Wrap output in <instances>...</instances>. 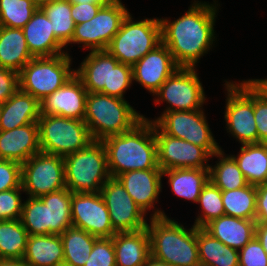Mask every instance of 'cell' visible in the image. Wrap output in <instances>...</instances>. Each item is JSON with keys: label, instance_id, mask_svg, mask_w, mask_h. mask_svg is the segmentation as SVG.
<instances>
[{"label": "cell", "instance_id": "cell-1", "mask_svg": "<svg viewBox=\"0 0 267 266\" xmlns=\"http://www.w3.org/2000/svg\"><path fill=\"white\" fill-rule=\"evenodd\" d=\"M217 7L216 3L194 1L179 19H160L162 43L178 67L195 68L201 56L211 49Z\"/></svg>", "mask_w": 267, "mask_h": 266}, {"label": "cell", "instance_id": "cell-2", "mask_svg": "<svg viewBox=\"0 0 267 266\" xmlns=\"http://www.w3.org/2000/svg\"><path fill=\"white\" fill-rule=\"evenodd\" d=\"M111 177L133 170L160 169L154 122L143 117L131 130L102 140Z\"/></svg>", "mask_w": 267, "mask_h": 266}, {"label": "cell", "instance_id": "cell-3", "mask_svg": "<svg viewBox=\"0 0 267 266\" xmlns=\"http://www.w3.org/2000/svg\"><path fill=\"white\" fill-rule=\"evenodd\" d=\"M150 217V255L170 266H200L196 226L187 230L158 209Z\"/></svg>", "mask_w": 267, "mask_h": 266}, {"label": "cell", "instance_id": "cell-4", "mask_svg": "<svg viewBox=\"0 0 267 266\" xmlns=\"http://www.w3.org/2000/svg\"><path fill=\"white\" fill-rule=\"evenodd\" d=\"M143 115L125 99L103 93H88L84 122L93 140L103 139L131 130Z\"/></svg>", "mask_w": 267, "mask_h": 266}, {"label": "cell", "instance_id": "cell-5", "mask_svg": "<svg viewBox=\"0 0 267 266\" xmlns=\"http://www.w3.org/2000/svg\"><path fill=\"white\" fill-rule=\"evenodd\" d=\"M64 159L66 187L72 193H99L111 177L105 146L93 140Z\"/></svg>", "mask_w": 267, "mask_h": 266}, {"label": "cell", "instance_id": "cell-6", "mask_svg": "<svg viewBox=\"0 0 267 266\" xmlns=\"http://www.w3.org/2000/svg\"><path fill=\"white\" fill-rule=\"evenodd\" d=\"M132 19L129 13L106 49L119 63L129 66L162 43L159 18L136 22Z\"/></svg>", "mask_w": 267, "mask_h": 266}, {"label": "cell", "instance_id": "cell-7", "mask_svg": "<svg viewBox=\"0 0 267 266\" xmlns=\"http://www.w3.org/2000/svg\"><path fill=\"white\" fill-rule=\"evenodd\" d=\"M71 59L68 53L34 57L19 72V89L42 102L75 75Z\"/></svg>", "mask_w": 267, "mask_h": 266}, {"label": "cell", "instance_id": "cell-8", "mask_svg": "<svg viewBox=\"0 0 267 266\" xmlns=\"http://www.w3.org/2000/svg\"><path fill=\"white\" fill-rule=\"evenodd\" d=\"M41 152L65 157L93 141L84 120L40 114L37 121Z\"/></svg>", "mask_w": 267, "mask_h": 266}, {"label": "cell", "instance_id": "cell-9", "mask_svg": "<svg viewBox=\"0 0 267 266\" xmlns=\"http://www.w3.org/2000/svg\"><path fill=\"white\" fill-rule=\"evenodd\" d=\"M227 92L225 121L227 131L239 143H258V133L254 118V83L244 80L240 83L225 81Z\"/></svg>", "mask_w": 267, "mask_h": 266}, {"label": "cell", "instance_id": "cell-10", "mask_svg": "<svg viewBox=\"0 0 267 266\" xmlns=\"http://www.w3.org/2000/svg\"><path fill=\"white\" fill-rule=\"evenodd\" d=\"M21 185L34 198L66 188L63 157L41 151L31 156L21 164Z\"/></svg>", "mask_w": 267, "mask_h": 266}, {"label": "cell", "instance_id": "cell-11", "mask_svg": "<svg viewBox=\"0 0 267 266\" xmlns=\"http://www.w3.org/2000/svg\"><path fill=\"white\" fill-rule=\"evenodd\" d=\"M128 14L121 0H111L91 20L75 25L68 44H82L83 48L88 47L91 51L106 50Z\"/></svg>", "mask_w": 267, "mask_h": 266}, {"label": "cell", "instance_id": "cell-12", "mask_svg": "<svg viewBox=\"0 0 267 266\" xmlns=\"http://www.w3.org/2000/svg\"><path fill=\"white\" fill-rule=\"evenodd\" d=\"M203 110L165 112L154 122L165 134L203 147L211 156L221 150L208 126Z\"/></svg>", "mask_w": 267, "mask_h": 266}, {"label": "cell", "instance_id": "cell-13", "mask_svg": "<svg viewBox=\"0 0 267 266\" xmlns=\"http://www.w3.org/2000/svg\"><path fill=\"white\" fill-rule=\"evenodd\" d=\"M154 96H157L156 104L163 101L170 104L163 114L170 111L200 110L206 100L195 68L183 67L174 71Z\"/></svg>", "mask_w": 267, "mask_h": 266}, {"label": "cell", "instance_id": "cell-14", "mask_svg": "<svg viewBox=\"0 0 267 266\" xmlns=\"http://www.w3.org/2000/svg\"><path fill=\"white\" fill-rule=\"evenodd\" d=\"M100 194L108 208L116 233L138 231L147 227L146 213L135 203L116 177L108 179Z\"/></svg>", "mask_w": 267, "mask_h": 266}, {"label": "cell", "instance_id": "cell-15", "mask_svg": "<svg viewBox=\"0 0 267 266\" xmlns=\"http://www.w3.org/2000/svg\"><path fill=\"white\" fill-rule=\"evenodd\" d=\"M154 134L157 143V163L162 171L178 168L209 169L210 165L205 163L212 156L203 147L171 137L155 123Z\"/></svg>", "mask_w": 267, "mask_h": 266}, {"label": "cell", "instance_id": "cell-16", "mask_svg": "<svg viewBox=\"0 0 267 266\" xmlns=\"http://www.w3.org/2000/svg\"><path fill=\"white\" fill-rule=\"evenodd\" d=\"M70 209L73 227L98 238H112L116 234L100 192L72 193Z\"/></svg>", "mask_w": 267, "mask_h": 266}, {"label": "cell", "instance_id": "cell-17", "mask_svg": "<svg viewBox=\"0 0 267 266\" xmlns=\"http://www.w3.org/2000/svg\"><path fill=\"white\" fill-rule=\"evenodd\" d=\"M178 68L169 49L161 43L132 66L133 80L155 94Z\"/></svg>", "mask_w": 267, "mask_h": 266}, {"label": "cell", "instance_id": "cell-18", "mask_svg": "<svg viewBox=\"0 0 267 266\" xmlns=\"http://www.w3.org/2000/svg\"><path fill=\"white\" fill-rule=\"evenodd\" d=\"M88 91L74 75L41 103V114L84 120Z\"/></svg>", "mask_w": 267, "mask_h": 266}, {"label": "cell", "instance_id": "cell-19", "mask_svg": "<svg viewBox=\"0 0 267 266\" xmlns=\"http://www.w3.org/2000/svg\"><path fill=\"white\" fill-rule=\"evenodd\" d=\"M162 177L161 169H147L128 171L116 178L145 213L155 208L153 205L162 188Z\"/></svg>", "mask_w": 267, "mask_h": 266}, {"label": "cell", "instance_id": "cell-20", "mask_svg": "<svg viewBox=\"0 0 267 266\" xmlns=\"http://www.w3.org/2000/svg\"><path fill=\"white\" fill-rule=\"evenodd\" d=\"M40 151L38 123L0 130V159L22 164Z\"/></svg>", "mask_w": 267, "mask_h": 266}, {"label": "cell", "instance_id": "cell-21", "mask_svg": "<svg viewBox=\"0 0 267 266\" xmlns=\"http://www.w3.org/2000/svg\"><path fill=\"white\" fill-rule=\"evenodd\" d=\"M30 53L34 57H52L63 53L65 46L55 37L51 21L41 8L22 28Z\"/></svg>", "mask_w": 267, "mask_h": 266}, {"label": "cell", "instance_id": "cell-22", "mask_svg": "<svg viewBox=\"0 0 267 266\" xmlns=\"http://www.w3.org/2000/svg\"><path fill=\"white\" fill-rule=\"evenodd\" d=\"M41 103L32 95L18 89L1 104L0 130L8 131L27 124L37 123Z\"/></svg>", "mask_w": 267, "mask_h": 266}, {"label": "cell", "instance_id": "cell-23", "mask_svg": "<svg viewBox=\"0 0 267 266\" xmlns=\"http://www.w3.org/2000/svg\"><path fill=\"white\" fill-rule=\"evenodd\" d=\"M255 220L223 215L208 223L204 229L223 244L241 250L255 237Z\"/></svg>", "mask_w": 267, "mask_h": 266}, {"label": "cell", "instance_id": "cell-24", "mask_svg": "<svg viewBox=\"0 0 267 266\" xmlns=\"http://www.w3.org/2000/svg\"><path fill=\"white\" fill-rule=\"evenodd\" d=\"M112 240L116 266H143L150 256V239L147 228L116 233Z\"/></svg>", "mask_w": 267, "mask_h": 266}, {"label": "cell", "instance_id": "cell-25", "mask_svg": "<svg viewBox=\"0 0 267 266\" xmlns=\"http://www.w3.org/2000/svg\"><path fill=\"white\" fill-rule=\"evenodd\" d=\"M23 260L28 266H62L63 242L60 235H28Z\"/></svg>", "mask_w": 267, "mask_h": 266}, {"label": "cell", "instance_id": "cell-26", "mask_svg": "<svg viewBox=\"0 0 267 266\" xmlns=\"http://www.w3.org/2000/svg\"><path fill=\"white\" fill-rule=\"evenodd\" d=\"M33 58L23 30L2 26L0 30V67L19 73Z\"/></svg>", "mask_w": 267, "mask_h": 266}, {"label": "cell", "instance_id": "cell-27", "mask_svg": "<svg viewBox=\"0 0 267 266\" xmlns=\"http://www.w3.org/2000/svg\"><path fill=\"white\" fill-rule=\"evenodd\" d=\"M88 93H100L109 88L110 53L107 50L91 51L75 70Z\"/></svg>", "mask_w": 267, "mask_h": 266}, {"label": "cell", "instance_id": "cell-28", "mask_svg": "<svg viewBox=\"0 0 267 266\" xmlns=\"http://www.w3.org/2000/svg\"><path fill=\"white\" fill-rule=\"evenodd\" d=\"M248 184H267V143L243 144L237 156L230 155Z\"/></svg>", "mask_w": 267, "mask_h": 266}, {"label": "cell", "instance_id": "cell-29", "mask_svg": "<svg viewBox=\"0 0 267 266\" xmlns=\"http://www.w3.org/2000/svg\"><path fill=\"white\" fill-rule=\"evenodd\" d=\"M200 266H239V252L197 227Z\"/></svg>", "mask_w": 267, "mask_h": 266}, {"label": "cell", "instance_id": "cell-30", "mask_svg": "<svg viewBox=\"0 0 267 266\" xmlns=\"http://www.w3.org/2000/svg\"><path fill=\"white\" fill-rule=\"evenodd\" d=\"M165 175L174 194L196 203L202 188L209 181V169H168L162 171V176Z\"/></svg>", "mask_w": 267, "mask_h": 266}, {"label": "cell", "instance_id": "cell-31", "mask_svg": "<svg viewBox=\"0 0 267 266\" xmlns=\"http://www.w3.org/2000/svg\"><path fill=\"white\" fill-rule=\"evenodd\" d=\"M65 266H84L98 237L76 227L67 228L61 235Z\"/></svg>", "mask_w": 267, "mask_h": 266}, {"label": "cell", "instance_id": "cell-32", "mask_svg": "<svg viewBox=\"0 0 267 266\" xmlns=\"http://www.w3.org/2000/svg\"><path fill=\"white\" fill-rule=\"evenodd\" d=\"M40 199L48 206L50 234L61 235L67 228L72 227V192L67 187L43 195Z\"/></svg>", "mask_w": 267, "mask_h": 266}, {"label": "cell", "instance_id": "cell-33", "mask_svg": "<svg viewBox=\"0 0 267 266\" xmlns=\"http://www.w3.org/2000/svg\"><path fill=\"white\" fill-rule=\"evenodd\" d=\"M27 238L20 219L0 221V259H23Z\"/></svg>", "mask_w": 267, "mask_h": 266}, {"label": "cell", "instance_id": "cell-34", "mask_svg": "<svg viewBox=\"0 0 267 266\" xmlns=\"http://www.w3.org/2000/svg\"><path fill=\"white\" fill-rule=\"evenodd\" d=\"M256 195V186L251 184L239 189L222 191L225 215L240 219L255 220Z\"/></svg>", "mask_w": 267, "mask_h": 266}, {"label": "cell", "instance_id": "cell-35", "mask_svg": "<svg viewBox=\"0 0 267 266\" xmlns=\"http://www.w3.org/2000/svg\"><path fill=\"white\" fill-rule=\"evenodd\" d=\"M220 160L214 167H209V180H211L221 191L239 189L248 185L243 173L238 168L235 160L230 156H225L222 149L216 154Z\"/></svg>", "mask_w": 267, "mask_h": 266}, {"label": "cell", "instance_id": "cell-36", "mask_svg": "<svg viewBox=\"0 0 267 266\" xmlns=\"http://www.w3.org/2000/svg\"><path fill=\"white\" fill-rule=\"evenodd\" d=\"M41 9L51 21L55 37L67 47L75 29V23L71 17V3L68 0H55Z\"/></svg>", "mask_w": 267, "mask_h": 266}, {"label": "cell", "instance_id": "cell-37", "mask_svg": "<svg viewBox=\"0 0 267 266\" xmlns=\"http://www.w3.org/2000/svg\"><path fill=\"white\" fill-rule=\"evenodd\" d=\"M20 221L28 235H49L48 206L40 199L29 197L23 202Z\"/></svg>", "mask_w": 267, "mask_h": 266}, {"label": "cell", "instance_id": "cell-38", "mask_svg": "<svg viewBox=\"0 0 267 266\" xmlns=\"http://www.w3.org/2000/svg\"><path fill=\"white\" fill-rule=\"evenodd\" d=\"M197 203H200L203 211H201L203 214H200L194 223V226L198 228H204L212 220L225 215L222 191L211 180L202 188Z\"/></svg>", "mask_w": 267, "mask_h": 266}, {"label": "cell", "instance_id": "cell-39", "mask_svg": "<svg viewBox=\"0 0 267 266\" xmlns=\"http://www.w3.org/2000/svg\"><path fill=\"white\" fill-rule=\"evenodd\" d=\"M36 10L31 0H0V23L5 27L22 29Z\"/></svg>", "mask_w": 267, "mask_h": 266}, {"label": "cell", "instance_id": "cell-40", "mask_svg": "<svg viewBox=\"0 0 267 266\" xmlns=\"http://www.w3.org/2000/svg\"><path fill=\"white\" fill-rule=\"evenodd\" d=\"M133 80L132 66L119 63V61L110 54V77L109 88H103L100 93L109 96L124 99V93L131 86Z\"/></svg>", "mask_w": 267, "mask_h": 266}, {"label": "cell", "instance_id": "cell-41", "mask_svg": "<svg viewBox=\"0 0 267 266\" xmlns=\"http://www.w3.org/2000/svg\"><path fill=\"white\" fill-rule=\"evenodd\" d=\"M22 185L19 188L0 192V221L21 218L23 203L21 200Z\"/></svg>", "mask_w": 267, "mask_h": 266}, {"label": "cell", "instance_id": "cell-42", "mask_svg": "<svg viewBox=\"0 0 267 266\" xmlns=\"http://www.w3.org/2000/svg\"><path fill=\"white\" fill-rule=\"evenodd\" d=\"M84 266H116L112 238H98Z\"/></svg>", "mask_w": 267, "mask_h": 266}, {"label": "cell", "instance_id": "cell-43", "mask_svg": "<svg viewBox=\"0 0 267 266\" xmlns=\"http://www.w3.org/2000/svg\"><path fill=\"white\" fill-rule=\"evenodd\" d=\"M254 118L258 143H267V95L254 84Z\"/></svg>", "mask_w": 267, "mask_h": 266}, {"label": "cell", "instance_id": "cell-44", "mask_svg": "<svg viewBox=\"0 0 267 266\" xmlns=\"http://www.w3.org/2000/svg\"><path fill=\"white\" fill-rule=\"evenodd\" d=\"M239 252V266H267V254L256 237Z\"/></svg>", "mask_w": 267, "mask_h": 266}, {"label": "cell", "instance_id": "cell-45", "mask_svg": "<svg viewBox=\"0 0 267 266\" xmlns=\"http://www.w3.org/2000/svg\"><path fill=\"white\" fill-rule=\"evenodd\" d=\"M21 186V163L0 159V192Z\"/></svg>", "mask_w": 267, "mask_h": 266}, {"label": "cell", "instance_id": "cell-46", "mask_svg": "<svg viewBox=\"0 0 267 266\" xmlns=\"http://www.w3.org/2000/svg\"><path fill=\"white\" fill-rule=\"evenodd\" d=\"M19 89V73L0 67V104L5 103Z\"/></svg>", "mask_w": 267, "mask_h": 266}, {"label": "cell", "instance_id": "cell-47", "mask_svg": "<svg viewBox=\"0 0 267 266\" xmlns=\"http://www.w3.org/2000/svg\"><path fill=\"white\" fill-rule=\"evenodd\" d=\"M106 4H71V17L75 25L91 20Z\"/></svg>", "mask_w": 267, "mask_h": 266}, {"label": "cell", "instance_id": "cell-48", "mask_svg": "<svg viewBox=\"0 0 267 266\" xmlns=\"http://www.w3.org/2000/svg\"><path fill=\"white\" fill-rule=\"evenodd\" d=\"M256 223H267V184L256 186Z\"/></svg>", "mask_w": 267, "mask_h": 266}, {"label": "cell", "instance_id": "cell-49", "mask_svg": "<svg viewBox=\"0 0 267 266\" xmlns=\"http://www.w3.org/2000/svg\"><path fill=\"white\" fill-rule=\"evenodd\" d=\"M255 237L261 243L267 254V223H256Z\"/></svg>", "mask_w": 267, "mask_h": 266}, {"label": "cell", "instance_id": "cell-50", "mask_svg": "<svg viewBox=\"0 0 267 266\" xmlns=\"http://www.w3.org/2000/svg\"><path fill=\"white\" fill-rule=\"evenodd\" d=\"M0 266H28L23 259H0Z\"/></svg>", "mask_w": 267, "mask_h": 266}, {"label": "cell", "instance_id": "cell-51", "mask_svg": "<svg viewBox=\"0 0 267 266\" xmlns=\"http://www.w3.org/2000/svg\"><path fill=\"white\" fill-rule=\"evenodd\" d=\"M143 266H170L168 263L158 260L150 255Z\"/></svg>", "mask_w": 267, "mask_h": 266}, {"label": "cell", "instance_id": "cell-52", "mask_svg": "<svg viewBox=\"0 0 267 266\" xmlns=\"http://www.w3.org/2000/svg\"><path fill=\"white\" fill-rule=\"evenodd\" d=\"M71 4H108L111 0H68Z\"/></svg>", "mask_w": 267, "mask_h": 266}, {"label": "cell", "instance_id": "cell-53", "mask_svg": "<svg viewBox=\"0 0 267 266\" xmlns=\"http://www.w3.org/2000/svg\"><path fill=\"white\" fill-rule=\"evenodd\" d=\"M261 91L267 95V79H250Z\"/></svg>", "mask_w": 267, "mask_h": 266}, {"label": "cell", "instance_id": "cell-54", "mask_svg": "<svg viewBox=\"0 0 267 266\" xmlns=\"http://www.w3.org/2000/svg\"><path fill=\"white\" fill-rule=\"evenodd\" d=\"M33 2V4L37 7V8H42L43 6L47 5L48 3L55 1V0H31Z\"/></svg>", "mask_w": 267, "mask_h": 266}]
</instances>
